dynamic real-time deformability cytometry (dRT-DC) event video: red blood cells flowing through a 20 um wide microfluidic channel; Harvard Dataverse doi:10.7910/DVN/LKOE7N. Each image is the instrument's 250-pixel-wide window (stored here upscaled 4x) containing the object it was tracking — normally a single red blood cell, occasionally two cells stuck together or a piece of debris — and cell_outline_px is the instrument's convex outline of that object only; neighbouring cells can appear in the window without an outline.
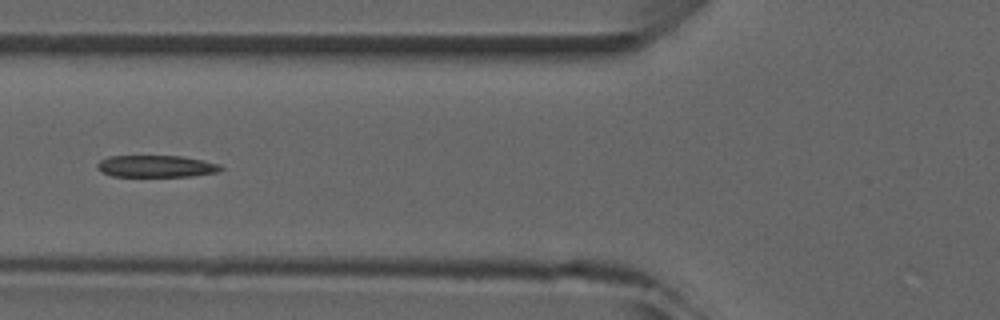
{"species": "common noctule bat (a hibernating species)", "species_latin": "Nyctalus noctula", "temperature_condition": "room temperature", "stored_images_in_passage": 5, "camera_frame_rate_fps": 3000, "um_per_image_px": 0.085, "animal": {"sex": "male", "forearm_length_mm": 52.5}, "frame": {"image": 1, "passage_image": 5, "time_ms": 4.333, "image_size_px": [1000, 320], "cell_outline_px": [[224, 168], [220, 172], [192, 176], [112, 176], [100, 172], [96, 168], [96, 164], [100, 160], [108, 156], [184, 156], [220, 164]], "centroid_in_image_um": [13.27, 14.13], "position_along_channel_um": 112.5, "area_um2": 15.95}}